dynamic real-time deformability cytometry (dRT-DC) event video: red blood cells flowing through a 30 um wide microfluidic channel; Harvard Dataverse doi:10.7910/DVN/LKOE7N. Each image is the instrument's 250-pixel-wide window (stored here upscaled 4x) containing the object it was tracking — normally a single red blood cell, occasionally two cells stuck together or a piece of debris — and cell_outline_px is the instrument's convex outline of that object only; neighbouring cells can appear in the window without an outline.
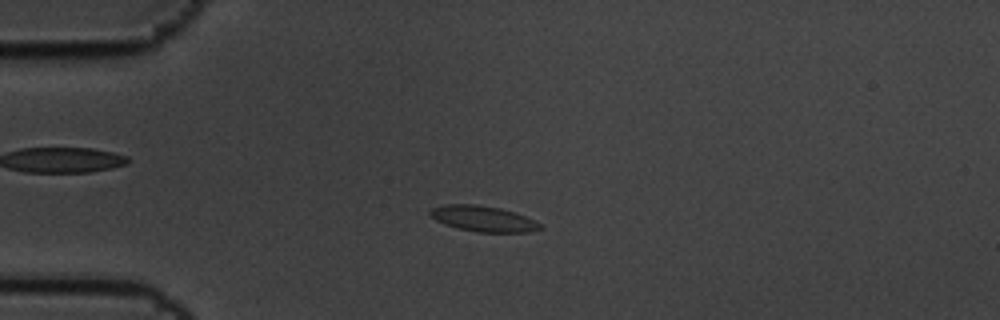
{"species": "common noctule bat (a hibernating species)", "species_latin": "Nyctalus noctula", "temperature_condition": "cold", "stored_images_in_passage": 5, "camera_frame_rate_fps": 3000, "um_per_image_px": 0.085, "animal": {"sex": "male", "body_mass_g": 19.5, "forearm_length_mm": 54.6}, "frame": {"image": 1, "passage_image": 3, "time_ms": 0.667, "image_size_px": [1000, 320], "cell_outline_px": [[544, 228], [528, 232], [476, 232], [444, 224], [436, 220], [428, 212], [432, 208], [444, 204], [476, 204], [500, 208], [516, 212], [540, 224]], "centroid_in_image_um": [41.06, 18.58], "position_along_channel_um": 43.9, "area_um2": 16.36}}
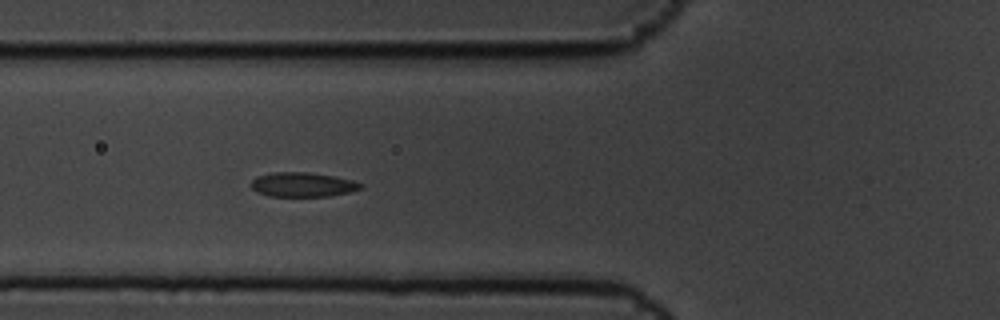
{"frame": {"image": 2, "passage_image": 5, "time_ms": 1.333, "image_size_px": [1000, 320], "cell_outline_px": [[364, 188], [348, 192], [328, 196], [268, 196], [256, 192], [252, 188], [252, 180], [256, 176], [272, 172], [308, 172], [336, 176], [352, 180], [364, 184]], "centroid_in_image_um": [25.73, 15.68], "position_along_channel_um": 100.1, "area_um2": 15.72}}